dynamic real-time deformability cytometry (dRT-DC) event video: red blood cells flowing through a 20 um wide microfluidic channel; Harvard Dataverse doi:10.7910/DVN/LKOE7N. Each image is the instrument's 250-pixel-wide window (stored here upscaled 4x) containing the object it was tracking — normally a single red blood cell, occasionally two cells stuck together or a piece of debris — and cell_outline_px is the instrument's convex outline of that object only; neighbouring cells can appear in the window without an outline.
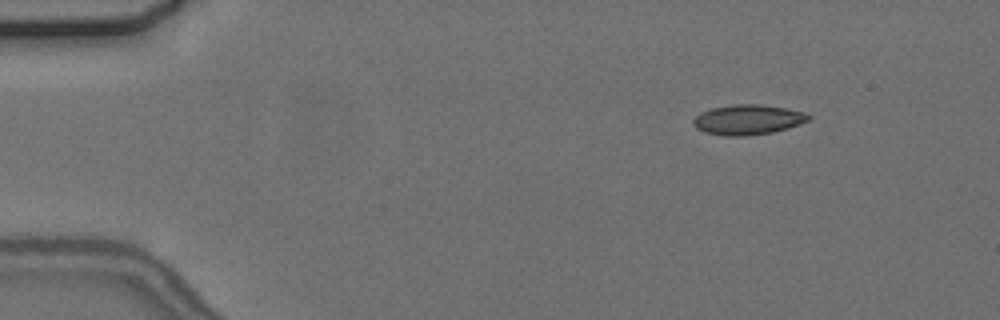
{"species": "common noctule bat (a hibernating species)", "species_latin": "Nyctalus noctula", "temperature_condition": "cold", "stored_images_in_passage": 4, "camera_frame_rate_fps": 3000, "um_per_image_px": 0.085, "animal": {"sex": "female", "body_mass_g": 24.6, "forearm_length_mm": 56.2}, "frame": {"image": 1, "passage_image": 1, "time_ms": 0.0, "image_size_px": [1000, 320], "cell_outline_px": [[812, 116], [808, 120], [788, 128], [772, 132], [744, 136], [724, 136], [704, 132], [696, 128], [692, 124], [692, 120], [700, 112], [712, 108], [732, 104], [760, 104], [788, 108], [804, 112]], "centroid_in_image_um": [63.54, 10.16], "position_along_channel_um": 21.5, "area_um2": 20.29}}